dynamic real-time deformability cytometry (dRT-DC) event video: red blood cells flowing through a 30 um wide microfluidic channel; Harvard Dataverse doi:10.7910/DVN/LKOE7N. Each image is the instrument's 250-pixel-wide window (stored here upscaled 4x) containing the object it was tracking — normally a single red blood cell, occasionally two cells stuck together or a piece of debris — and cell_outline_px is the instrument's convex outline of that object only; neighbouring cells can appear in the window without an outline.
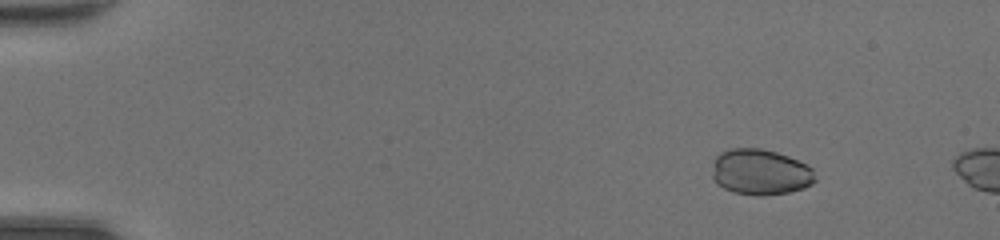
{"species": "common noctule bat (a hibernating species)", "species_latin": "Nyctalus noctula", "temperature_condition": "room temperature", "stored_images_in_passage": 6, "camera_frame_rate_fps": 3000, "um_per_image_px": 0.085, "animal": {"sex": "female", "body_mass_g": 20.0, "forearm_length_mm": 54.0}, "frame": {"image": 1, "passage_image": 3, "time_ms": 0.667, "image_size_px": [1000, 240], "cell_outline_px": [[816, 180], [812, 184], [804, 188], [788, 192], [764, 196], [756, 196], [732, 192], [716, 184], [712, 176], [712, 172], [716, 156], [720, 152], [728, 148], [760, 148], [776, 152], [788, 156], [812, 168]], "centroid_in_image_um": [64.6, 14.63], "position_along_channel_um": 20.4, "area_um2": 27.63}}